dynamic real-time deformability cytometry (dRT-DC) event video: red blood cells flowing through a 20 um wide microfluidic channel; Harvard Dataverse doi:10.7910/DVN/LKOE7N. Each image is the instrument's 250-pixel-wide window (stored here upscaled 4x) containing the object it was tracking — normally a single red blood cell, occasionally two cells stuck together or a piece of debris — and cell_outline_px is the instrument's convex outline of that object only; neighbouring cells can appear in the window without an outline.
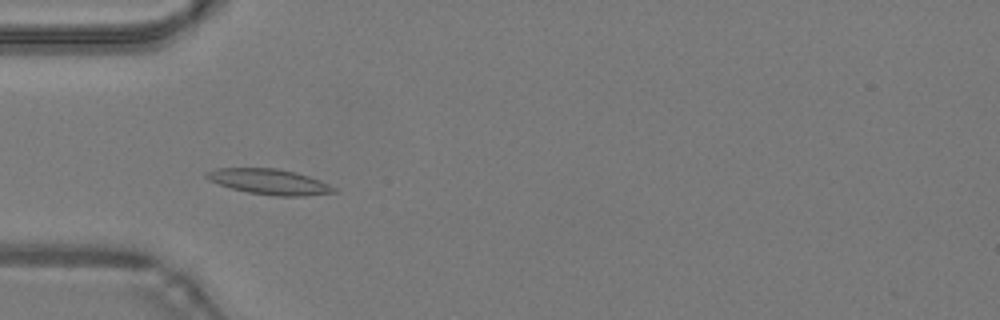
{"species": "common noctule bat (a hibernating species)", "species_latin": "Nyctalus noctula", "temperature_condition": "warm", "stored_images_in_passage": 47, "camera_frame_rate_fps": 3000, "um_per_image_px": 0.085, "animal": {"sex": "male", "body_mass_g": 19.2, "forearm_length_mm": 51.8}, "frame": {"image": 1, "passage_image": 14, "time_ms": 4.333, "image_size_px": [1000, 320], "cell_outline_px": [[340, 192], [304, 196], [276, 196], [248, 192], [232, 188], [208, 180], [204, 176], [204, 172], [216, 168], [276, 168], [296, 172], [320, 180], [336, 188]], "centroid_in_image_um": [22.9, 15.44], "position_along_channel_um": 62.1, "area_um2": 18.96}}
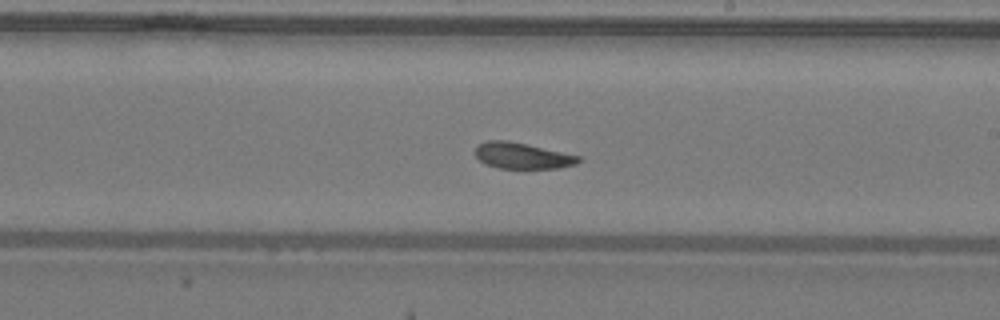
{"frame": {"image": 2, "passage_image": 27, "time_ms": 8.667, "image_size_px": [1000, 320], "cell_outline_px": [[580, 160], [576, 164], [560, 168], [500, 168], [484, 164], [476, 156], [476, 148], [480, 144], [488, 140], [508, 140], [580, 156]], "centroid_in_image_um": [44.39, 13.24], "position_along_channel_um": 244.6, "area_um2": 15.49}}
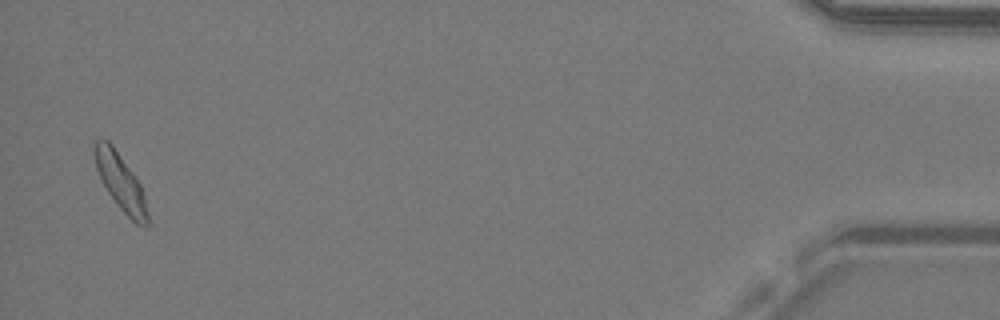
{"frame": {"image": 3, "passage_image": 46, "time_ms": 15.0, "image_size_px": [1000, 320], "cell_outline_px": [[148, 228], [144, 228], [136, 224], [116, 204], [108, 192], [96, 168], [92, 144], [96, 140], [108, 140], [112, 144], [136, 176], [144, 192], [148, 216]], "centroid_in_image_um": [10.27, 15.48], "position_along_channel_um": 424.9, "area_um2": 17.51}, "authors_computed_cell_mechanics": {"area_um2": 16.762, "velocity_mm_per_s": 4.2601, "shape_relaxation_time_tau1_ms": 5.798, "shape_relaxation_time_tau2_ms": 2.7843, "deformation_change_tau1": 0.1569, "deformation_change_tau2": 0.0428}}